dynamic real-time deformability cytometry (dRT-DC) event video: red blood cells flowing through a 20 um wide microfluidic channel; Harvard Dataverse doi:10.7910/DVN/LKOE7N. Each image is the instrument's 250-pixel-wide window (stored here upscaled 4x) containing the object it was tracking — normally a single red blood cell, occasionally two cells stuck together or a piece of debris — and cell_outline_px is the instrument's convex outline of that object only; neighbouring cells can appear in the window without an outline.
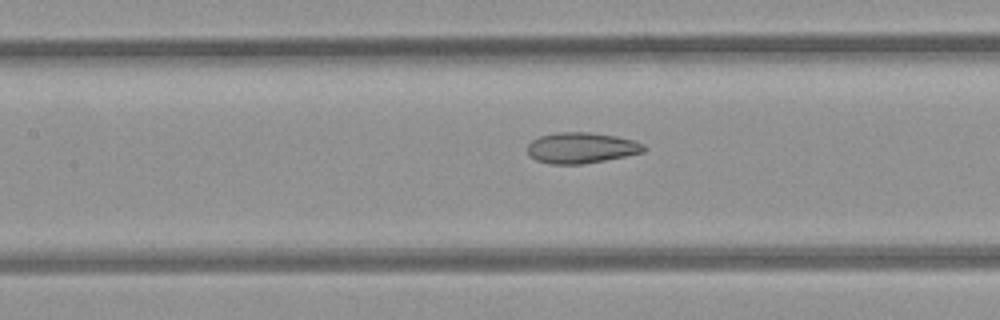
{"species": "common noctule bat (a hibernating species)", "species_latin": "Nyctalus noctula", "temperature_condition": "room temperature", "stored_images_in_passage": 6, "camera_frame_rate_fps": 3000, "um_per_image_px": 0.085, "animal": {"sex": "female", "body_mass_g": 21.9}, "frame": {"image": 1, "passage_image": 5, "time_ms": 1.333, "image_size_px": [1000, 320], "cell_outline_px": [[648, 148], [644, 152], [604, 160], [580, 164], [552, 164], [536, 160], [528, 152], [528, 144], [532, 140], [540, 136], [556, 132], [592, 132], [616, 136], [636, 140], [644, 144]], "centroid_in_image_um": [49.45, 12.55], "position_along_channel_um": 157.9, "area_um2": 20.92}}